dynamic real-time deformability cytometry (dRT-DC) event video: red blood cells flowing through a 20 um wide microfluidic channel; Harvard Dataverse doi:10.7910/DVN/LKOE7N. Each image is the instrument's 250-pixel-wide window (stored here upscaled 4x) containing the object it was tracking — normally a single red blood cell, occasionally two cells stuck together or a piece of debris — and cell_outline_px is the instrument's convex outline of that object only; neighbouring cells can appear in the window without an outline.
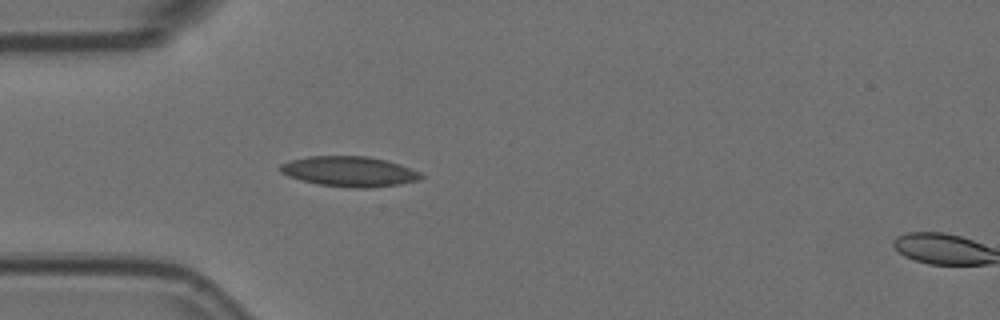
{"species": "Egyptian fruit bat (a non-hibernating species)", "species_latin": "Rousettus aegyptiacus", "temperature_condition": "room temperature", "stored_images_in_passage": 5, "camera_frame_rate_fps": 3000, "um_per_image_px": 0.085, "animal": {"sex": "female"}, "frame": {"image": 1, "passage_image": 4, "time_ms": 1.0, "image_size_px": [1000, 320], "cell_outline_px": [[424, 176], [420, 180], [400, 184], [368, 188], [356, 188], [316, 184], [288, 176], [280, 172], [280, 164], [288, 160], [308, 156], [368, 156], [400, 164], [420, 172]], "centroid_in_image_um": [29.68, 14.57], "position_along_channel_um": 55.3, "area_um2": 24.85}}